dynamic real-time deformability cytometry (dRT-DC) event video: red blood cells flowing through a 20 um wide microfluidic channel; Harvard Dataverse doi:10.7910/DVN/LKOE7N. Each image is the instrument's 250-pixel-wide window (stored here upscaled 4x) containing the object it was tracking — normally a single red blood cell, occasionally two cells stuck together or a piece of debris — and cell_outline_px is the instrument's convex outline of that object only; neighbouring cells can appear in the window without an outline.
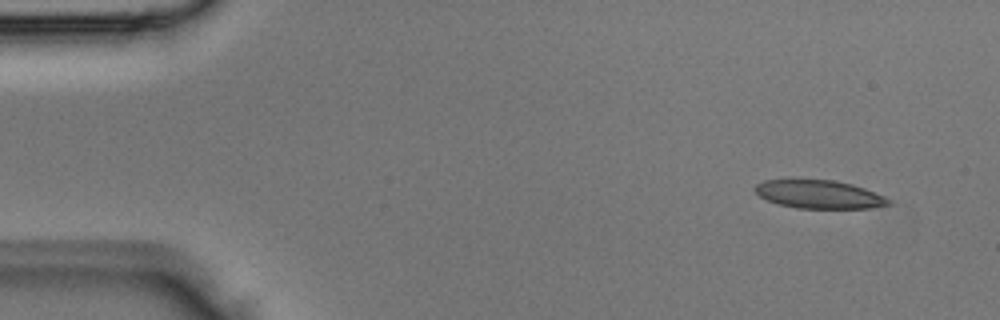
{"species": "Egyptian fruit bat (a non-hibernating species)", "species_latin": "Rousettus aegyptiacus", "temperature_condition": "room temperature", "stored_images_in_passage": 3, "camera_frame_rate_fps": 3000, "um_per_image_px": 0.085, "animal": {"sex": "male"}, "frame": {"image": 1, "passage_image": 1, "time_ms": 0.0, "image_size_px": [1000, 320], "cell_outline_px": [[888, 204], [868, 208], [796, 208], [780, 204], [768, 200], [760, 196], [752, 188], [756, 184], [764, 180], [832, 180], [852, 184], [864, 188], [884, 196], [888, 200]], "centroid_in_image_um": [69.57, 16.51], "position_along_channel_um": 15.4, "area_um2": 21.62}}